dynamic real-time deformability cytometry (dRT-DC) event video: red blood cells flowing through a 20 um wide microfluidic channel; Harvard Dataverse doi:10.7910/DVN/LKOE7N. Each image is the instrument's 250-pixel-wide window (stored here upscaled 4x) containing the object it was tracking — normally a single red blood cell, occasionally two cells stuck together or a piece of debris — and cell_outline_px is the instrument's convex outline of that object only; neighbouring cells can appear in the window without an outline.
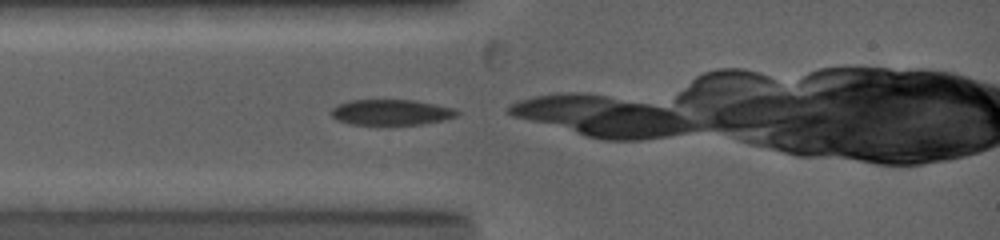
{"species": "common noctule bat (a hibernating species)", "species_latin": "Nyctalus noctula", "temperature_condition": "warm", "stored_images_in_passage": 10, "camera_frame_rate_fps": 5000, "um_per_image_px": 0.085, "animal": {"sex": "female", "body_mass_g": 19.0, "forearm_length_mm": 53.3}, "frame": {"image": 1, "passage_image": 1, "time_ms": 0.0, "image_size_px": [1000, 240], "cell_outline_px": [[460, 112], [456, 116], [440, 120], [420, 124], [388, 128], [352, 124], [336, 120], [332, 116], [332, 108], [336, 104], [348, 100], [416, 100], [456, 108]], "centroid_in_image_um": [33.22, 9.58], "position_along_channel_um": 51.8, "area_um2": 19.71}}